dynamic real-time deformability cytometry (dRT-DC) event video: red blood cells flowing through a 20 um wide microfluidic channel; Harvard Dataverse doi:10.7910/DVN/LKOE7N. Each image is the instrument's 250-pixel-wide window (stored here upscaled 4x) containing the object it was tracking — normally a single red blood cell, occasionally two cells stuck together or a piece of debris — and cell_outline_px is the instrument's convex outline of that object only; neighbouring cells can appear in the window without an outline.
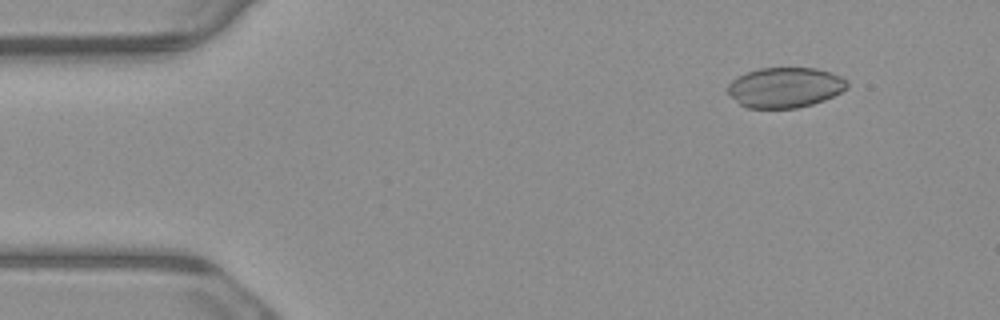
{"species": "common noctule bat (a hibernating species)", "species_latin": "Nyctalus noctula", "temperature_condition": "warm", "stored_images_in_passage": 5, "camera_frame_rate_fps": 3000, "um_per_image_px": 0.085, "animal": {"sex": "male", "body_mass_g": 23.1, "forearm_length_mm": 52.7}, "frame": {"image": 1, "passage_image": 2, "time_ms": 0.333, "image_size_px": [1000, 320], "cell_outline_px": [[848, 88], [824, 100], [812, 104], [796, 108], [748, 108], [740, 104], [728, 92], [728, 84], [732, 80], [748, 72], [760, 68], [816, 68], [832, 72], [848, 80]], "centroid_in_image_um": [66.76, 7.43], "position_along_channel_um": 18.2, "area_um2": 27.86}}